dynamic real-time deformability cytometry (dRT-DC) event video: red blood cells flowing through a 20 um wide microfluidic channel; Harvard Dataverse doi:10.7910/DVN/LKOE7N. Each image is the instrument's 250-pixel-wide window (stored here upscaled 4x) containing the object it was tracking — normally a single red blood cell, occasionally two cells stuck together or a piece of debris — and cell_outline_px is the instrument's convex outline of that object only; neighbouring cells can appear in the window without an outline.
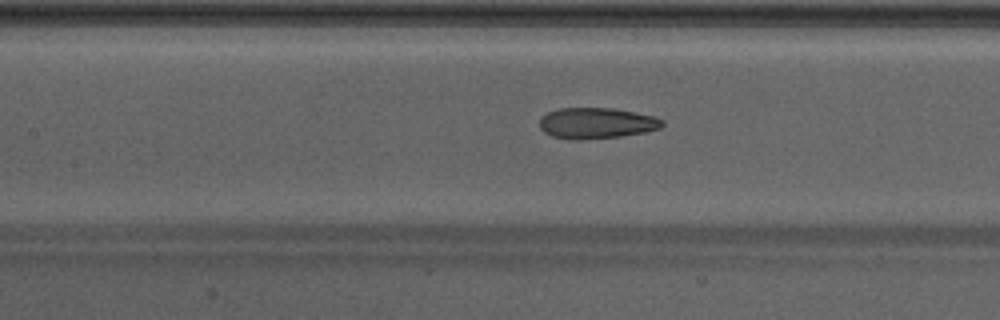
{"species": "Egyptian fruit bat (a non-hibernating species)", "species_latin": "Rousettus aegyptiacus", "temperature_condition": "warm", "stored_images_in_passage": 39, "camera_frame_rate_fps": 3000, "um_per_image_px": 0.085, "animal": {"sex": "male"}, "frame": {"image": 1, "passage_image": 13, "time_ms": 4.0, "image_size_px": [1000, 320], "cell_outline_px": [[664, 124], [660, 128], [644, 132], [620, 136], [580, 140], [576, 140], [552, 136], [544, 132], [540, 128], [540, 116], [548, 112], [560, 108], [612, 108], [656, 116], [664, 120]], "centroid_in_image_um": [50.7, 10.46], "position_along_channel_um": 156.7, "area_um2": 22.14}}
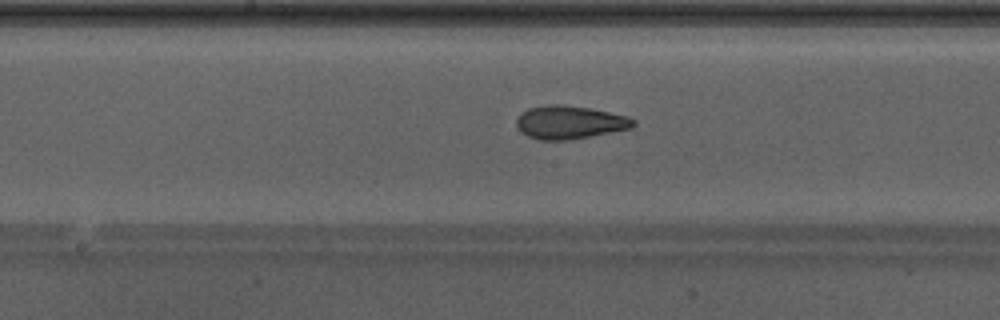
{"frame": {"image": 2, "passage_image": 16, "time_ms": 5.0, "image_size_px": [1000, 320], "cell_outline_px": [[636, 124], [632, 128], [568, 140], [540, 140], [528, 136], [520, 132], [516, 124], [516, 120], [520, 112], [528, 108], [548, 104], [560, 104], [588, 108], [628, 116], [636, 120]], "centroid_in_image_um": [48.39, 10.39], "position_along_channel_um": 199.8, "area_um2": 22.66}}
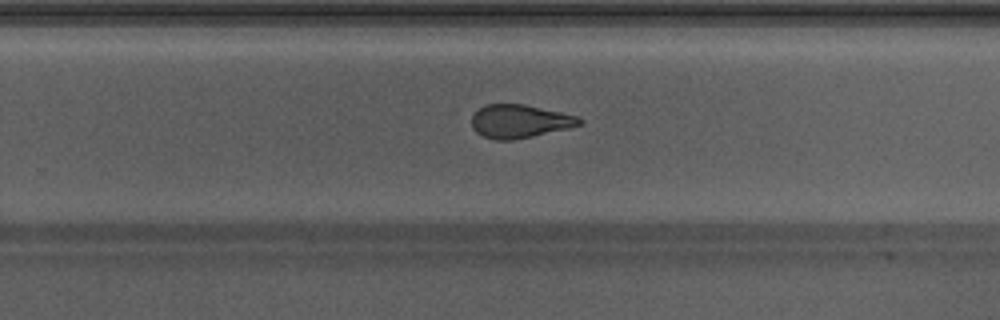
{"frame": {"image": 3, "passage_image": 22, "time_ms": 7.0, "image_size_px": [1000, 320], "cell_outline_px": [[584, 120], [580, 124], [572, 128], [512, 140], [496, 140], [484, 136], [476, 132], [472, 128], [472, 116], [484, 104], [524, 104], [560, 112], [576, 116]], "centroid_in_image_um": [44.18, 10.31], "position_along_channel_um": 285.6, "area_um2": 20.87}, "authors_computed_cell_mechanics": {"area_um2": 22.1374, "velocity_mm_per_s": 4.3119, "shape_relaxation_time_tau1_ms": 5.0369, "shape_relaxation_time_tau2_ms": 1.4863, "deformation_change_tau1": 0.1641, "deformation_change_tau2": 0.0894}}